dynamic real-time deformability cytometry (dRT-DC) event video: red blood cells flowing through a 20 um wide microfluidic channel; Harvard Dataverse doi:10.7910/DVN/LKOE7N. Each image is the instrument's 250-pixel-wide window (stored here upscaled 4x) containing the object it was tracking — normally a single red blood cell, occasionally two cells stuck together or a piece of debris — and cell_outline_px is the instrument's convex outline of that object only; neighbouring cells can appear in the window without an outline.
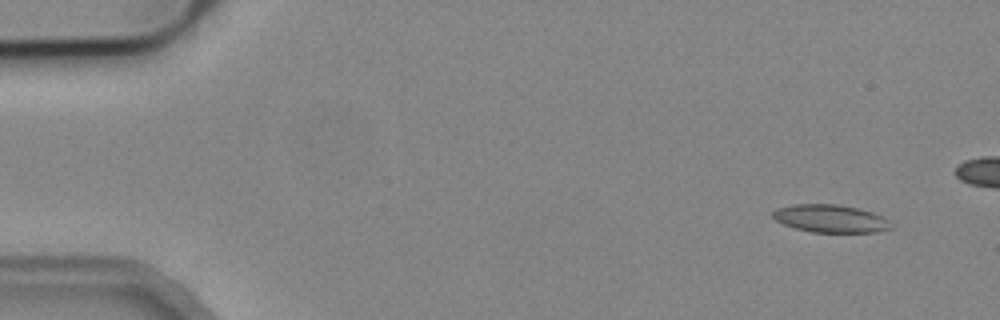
{"species": "common noctule bat (a hibernating species)", "species_latin": "Nyctalus noctula", "temperature_condition": "cold", "stored_images_in_passage": 5, "camera_frame_rate_fps": 3000, "um_per_image_px": 0.085, "animal": {"sex": "male", "body_mass_g": 19.2, "forearm_length_mm": 51.8}, "frame": {"image": 1, "passage_image": 1, "time_ms": 0.0, "image_size_px": [1000, 320], "cell_outline_px": [[892, 228], [876, 232], [812, 232], [796, 228], [784, 224], [776, 220], [772, 216], [772, 212], [776, 208], [796, 204], [840, 204], [872, 212], [888, 220]], "centroid_in_image_um": [70.57, 18.57], "position_along_channel_um": 14.4, "area_um2": 18.96}}